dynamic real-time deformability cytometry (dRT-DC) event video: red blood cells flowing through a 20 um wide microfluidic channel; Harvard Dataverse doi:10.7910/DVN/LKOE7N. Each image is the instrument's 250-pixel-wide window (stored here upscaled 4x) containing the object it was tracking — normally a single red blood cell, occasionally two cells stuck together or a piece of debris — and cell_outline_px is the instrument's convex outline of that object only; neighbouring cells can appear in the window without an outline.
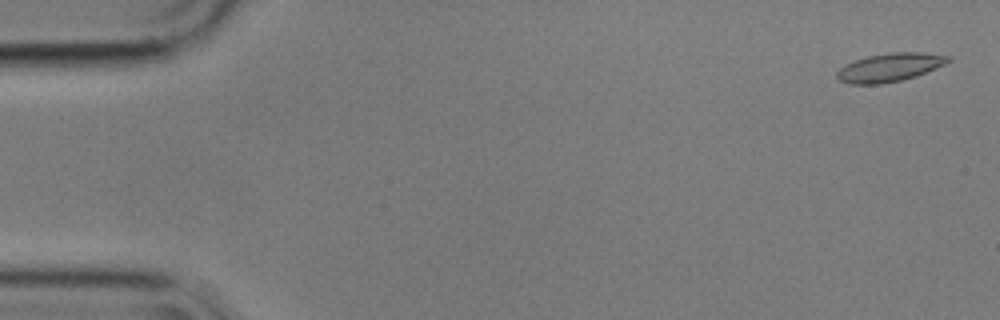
{"species": "common noctule bat (a hibernating species)", "species_latin": "Nyctalus noctula", "temperature_condition": "cold", "stored_images_in_passage": 44, "camera_frame_rate_fps": 3000, "um_per_image_px": 0.085, "animal": {"sex": "male", "body_mass_g": 17.9}, "frame": {"image": 1, "passage_image": 2, "time_ms": 0.333, "image_size_px": [1000, 320], "cell_outline_px": [[952, 60], [936, 68], [916, 76], [900, 80], [880, 84], [848, 84], [840, 80], [836, 76], [836, 72], [840, 68], [856, 60], [868, 56], [888, 52], [924, 52], [952, 56]], "centroid_in_image_um": [75.66, 5.72], "position_along_channel_um": 9.3, "area_um2": 18.38}}
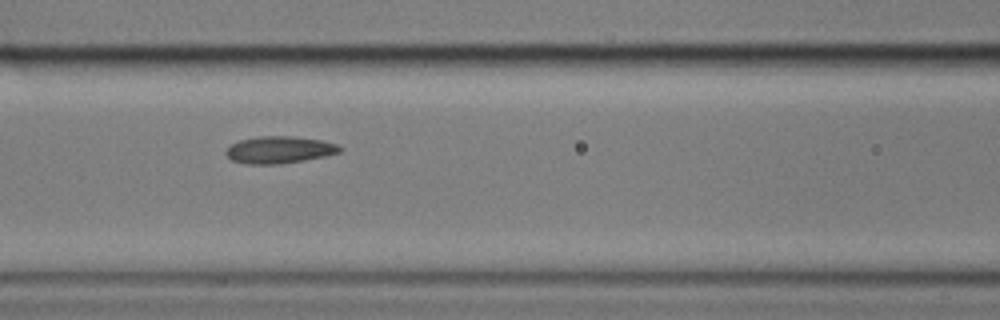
{"frame": {"image": 2, "passage_image": 24, "time_ms": 7.667, "image_size_px": [1000, 320], "cell_outline_px": [[344, 148], [340, 152], [324, 156], [304, 160], [280, 164], [244, 164], [232, 160], [224, 152], [232, 144], [240, 140], [260, 136], [292, 136], [320, 140], [336, 144]], "centroid_in_image_um": [23.74, 12.74], "position_along_channel_um": 142.9, "area_um2": 17.86}}
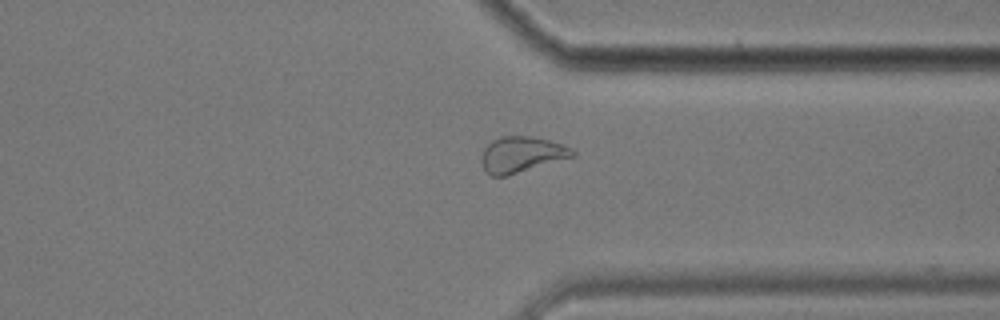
{"frame": {"image": 3, "passage_image": 43, "time_ms": 14.0, "image_size_px": [1000, 320], "cell_outline_px": [[576, 156], [504, 176], [492, 176], [484, 168], [480, 160], [484, 148], [492, 140], [504, 136], [532, 136], [548, 140], [572, 148], [576, 152]], "centroid_in_image_um": [44.34, 13.12], "position_along_channel_um": 367.1, "area_um2": 18.79}}